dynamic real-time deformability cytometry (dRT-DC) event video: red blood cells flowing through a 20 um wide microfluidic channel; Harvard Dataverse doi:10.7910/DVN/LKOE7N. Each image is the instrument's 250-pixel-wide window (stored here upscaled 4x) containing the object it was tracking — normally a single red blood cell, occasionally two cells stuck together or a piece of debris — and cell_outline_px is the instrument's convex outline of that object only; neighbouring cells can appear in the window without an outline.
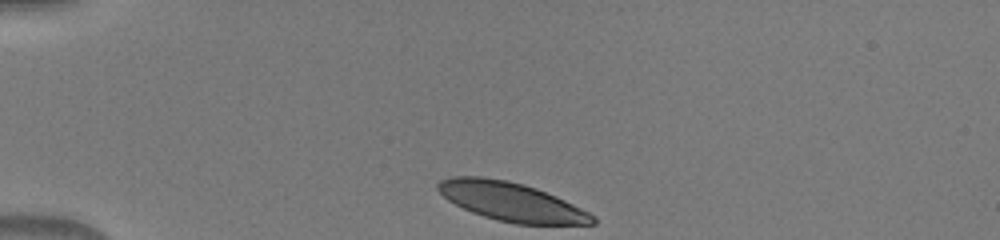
{"species": "human", "species_latin": "Homo sapiens", "temperature_condition": "warm", "stored_images_in_passage": 39, "camera_frame_rate_fps": 3000, "um_per_image_px": 0.085, "donor": {"sex": "male"}, "frame": {"image": 1, "passage_image": 1, "time_ms": 0.0, "image_size_px": [1000, 240], "cell_outline_px": [[596, 224], [516, 224], [496, 220], [472, 212], [448, 200], [436, 188], [436, 184], [440, 180], [452, 176], [480, 176], [508, 180], [524, 184], [536, 188], [556, 196], [596, 216]], "centroid_in_image_um": [43.45, 17.13], "position_along_channel_um": 41.5, "area_um2": 34.8}}
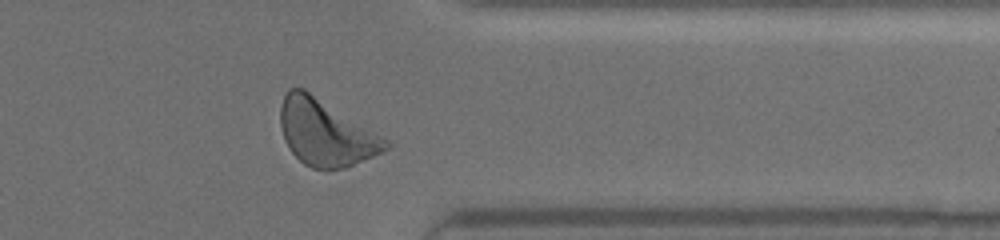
{"frame": {"image": 2, "passage_image": 30, "time_ms": 9.667, "image_size_px": [1000, 240], "cell_outline_px": [[392, 144], [384, 152], [344, 168], [312, 168], [304, 164], [288, 148], [284, 140], [280, 124], [280, 108], [284, 96], [288, 88], [304, 88], [384, 136]], "centroid_in_image_um": [27.7, 11.27], "position_along_channel_um": 383.7, "area_um2": 40.63}}
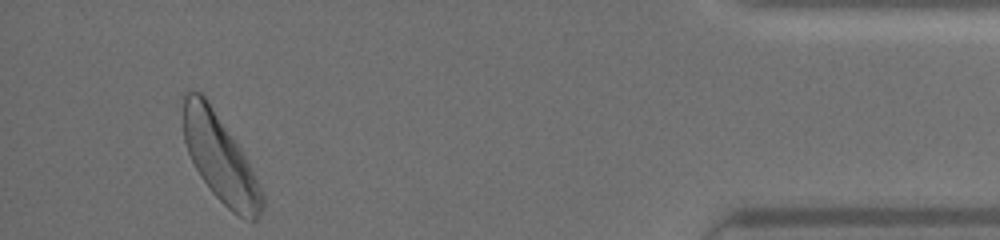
{"frame": {"image": 3, "passage_image": 36, "time_ms": 11.667, "image_size_px": [1000, 240], "cell_outline_px": [[264, 208], [256, 220], [244, 220], [232, 212], [212, 192], [200, 176], [188, 152], [184, 140], [184, 92], [200, 92], [208, 100], [240, 148], [260, 184], [264, 196]], "centroid_in_image_um": [18.74, 13.51], "position_along_channel_um": 416.5, "area_um2": 39.42}}